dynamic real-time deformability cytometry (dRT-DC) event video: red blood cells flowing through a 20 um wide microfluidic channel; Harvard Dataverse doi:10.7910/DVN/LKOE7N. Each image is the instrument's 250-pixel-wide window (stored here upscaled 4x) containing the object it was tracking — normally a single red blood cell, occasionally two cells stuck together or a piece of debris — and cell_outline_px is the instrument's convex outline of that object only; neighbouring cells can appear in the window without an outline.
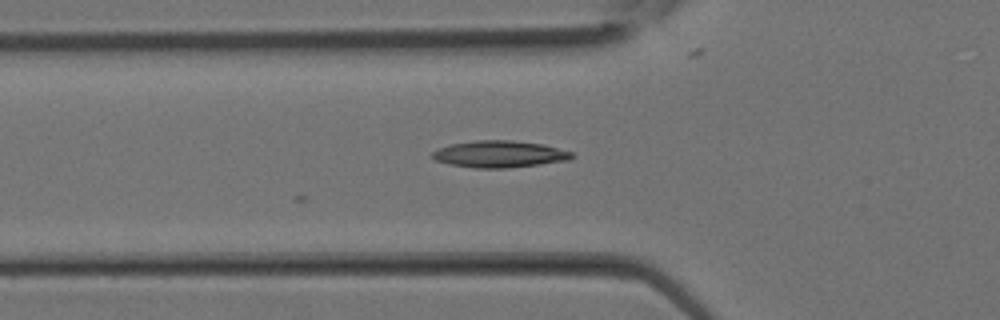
{"species": "Egyptian fruit bat (a non-hibernating species)", "species_latin": "Rousettus aegyptiacus", "temperature_condition": "room temperature", "stored_images_in_passage": 21, "camera_frame_rate_fps": 3000, "um_per_image_px": 0.085, "animal": {"sex": "female"}, "frame": {"image": 1, "passage_image": 2, "time_ms": 0.333, "image_size_px": [1000, 320], "cell_outline_px": [[576, 156], [568, 160], [540, 164], [504, 168], [476, 168], [448, 164], [436, 160], [432, 156], [432, 152], [440, 148], [452, 144], [476, 140], [512, 140], [544, 144], [572, 152]], "centroid_in_image_um": [42.48, 13.09], "position_along_channel_um": 83.3, "area_um2": 21.68}}
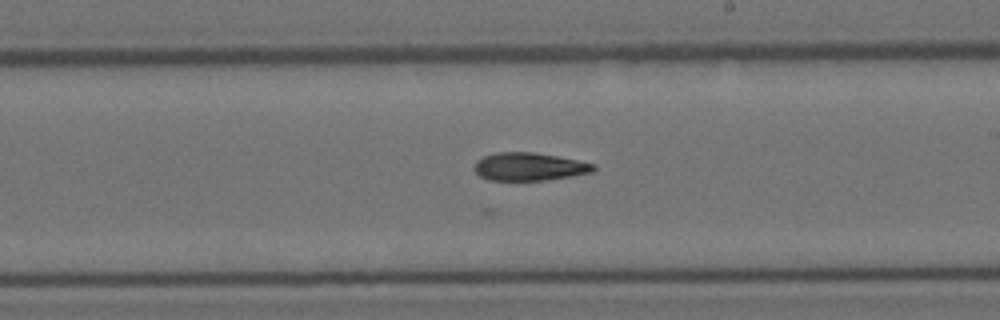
{"frame": {"image": 2, "passage_image": 9, "time_ms": 2.667, "image_size_px": [1000, 320], "cell_outline_px": [[596, 168], [592, 172], [572, 176], [544, 180], [488, 180], [480, 176], [472, 168], [476, 160], [484, 156], [496, 152], [532, 152], [556, 156], [596, 164]], "centroid_in_image_um": [44.95, 14.16], "position_along_channel_um": 244.0, "area_um2": 19.42}}
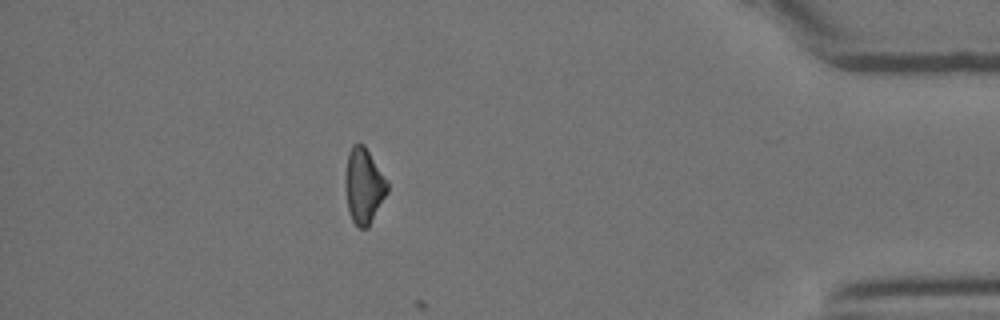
{"frame": {"image": 3, "passage_image": 18, "time_ms": 5.667, "image_size_px": [1000, 320], "cell_outline_px": [[388, 192], [368, 228], [360, 228], [352, 220], [348, 212], [348, 152], [352, 144], [364, 144], [388, 180]], "centroid_in_image_um": [30.99, 15.8], "position_along_channel_um": 404.2, "area_um2": 17.86}}